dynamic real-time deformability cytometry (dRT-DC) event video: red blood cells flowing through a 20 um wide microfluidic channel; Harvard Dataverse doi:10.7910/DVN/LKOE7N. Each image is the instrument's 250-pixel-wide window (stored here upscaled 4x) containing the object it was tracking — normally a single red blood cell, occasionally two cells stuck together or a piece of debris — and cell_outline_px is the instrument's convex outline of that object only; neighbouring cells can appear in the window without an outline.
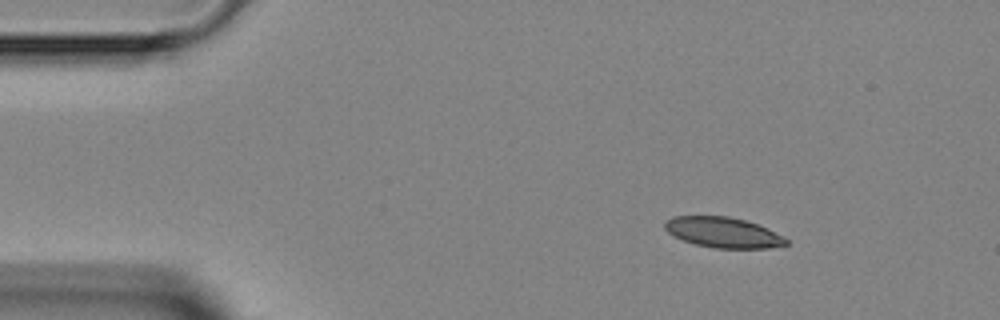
{"species": "Egyptian fruit bat (a non-hibernating species)", "species_latin": "Rousettus aegyptiacus", "temperature_condition": "room temperature", "stored_images_in_passage": 3, "camera_frame_rate_fps": 3000, "um_per_image_px": 0.085, "animal": {"sex": "female"}, "frame": {"image": 1, "passage_image": 1, "time_ms": 0.0, "image_size_px": [1000, 320], "cell_outline_px": [[788, 244], [768, 248], [716, 248], [696, 244], [684, 240], [668, 232], [664, 228], [664, 220], [672, 216], [728, 216], [744, 220], [756, 224], [784, 236], [788, 240]], "centroid_in_image_um": [61.45, 19.75], "position_along_channel_um": 23.6, "area_um2": 21.33}}